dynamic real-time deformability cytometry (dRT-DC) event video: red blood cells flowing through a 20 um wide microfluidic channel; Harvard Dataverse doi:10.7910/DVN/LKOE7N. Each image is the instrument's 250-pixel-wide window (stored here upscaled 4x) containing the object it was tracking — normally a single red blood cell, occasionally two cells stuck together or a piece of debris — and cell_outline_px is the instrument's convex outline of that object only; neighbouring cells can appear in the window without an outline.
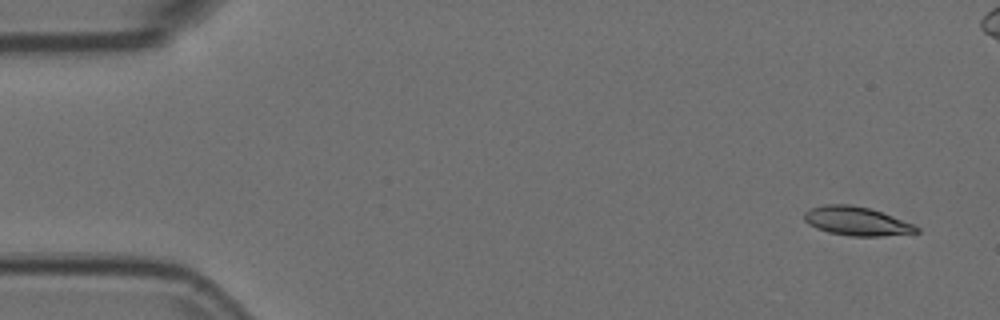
{"species": "Egyptian fruit bat (a non-hibernating species)", "species_latin": "Rousettus aegyptiacus", "temperature_condition": "room temperature", "stored_images_in_passage": 8, "camera_frame_rate_fps": 3000, "um_per_image_px": 0.085, "animal": {"sex": "female"}, "frame": {"image": 1, "passage_image": 1, "time_ms": 0.0, "image_size_px": [1000, 320], "cell_outline_px": [[920, 232], [880, 236], [852, 236], [828, 232], [816, 228], [808, 224], [804, 220], [804, 212], [812, 208], [824, 204], [848, 204], [868, 208], [892, 216], [912, 224], [920, 228]], "centroid_in_image_um": [72.78, 18.8], "position_along_channel_um": 12.2, "area_um2": 18.61}}
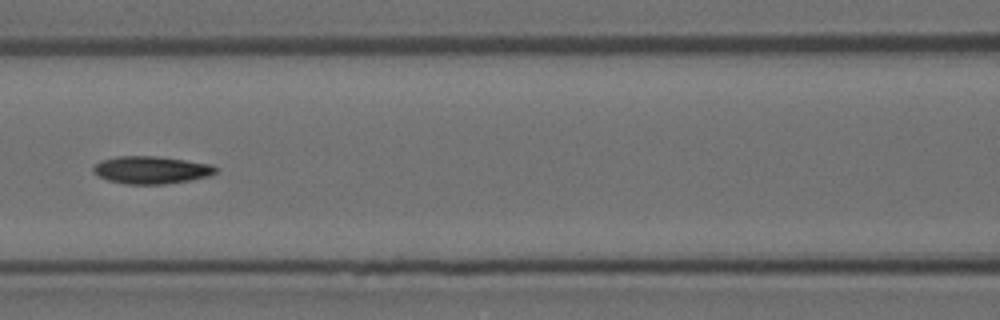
{"frame": {"image": 2, "passage_image": 7, "time_ms": 2.0, "image_size_px": [1000, 320], "cell_outline_px": [[216, 172], [208, 176], [188, 180], [164, 184], [128, 184], [108, 180], [92, 172], [92, 168], [100, 160], [116, 156], [156, 156], [212, 164], [216, 168]], "centroid_in_image_um": [12.82, 14.44], "position_along_channel_um": 153.8, "area_um2": 19.48}}
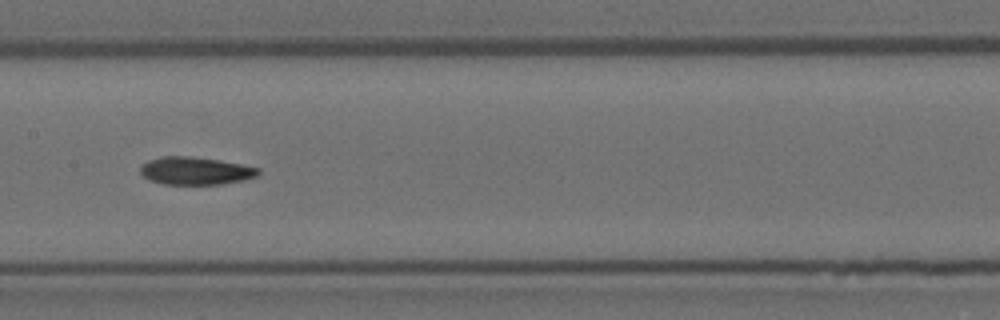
{"frame": {"image": 3, "passage_image": 8, "time_ms": 2.333, "image_size_px": [1000, 320], "cell_outline_px": [[260, 172], [256, 176], [244, 180], [220, 184], [164, 184], [148, 180], [140, 172], [140, 164], [148, 160], [164, 156], [192, 156], [220, 160], [260, 168]], "centroid_in_image_um": [16.59, 14.51], "position_along_channel_um": 190.8, "area_um2": 19.13}}